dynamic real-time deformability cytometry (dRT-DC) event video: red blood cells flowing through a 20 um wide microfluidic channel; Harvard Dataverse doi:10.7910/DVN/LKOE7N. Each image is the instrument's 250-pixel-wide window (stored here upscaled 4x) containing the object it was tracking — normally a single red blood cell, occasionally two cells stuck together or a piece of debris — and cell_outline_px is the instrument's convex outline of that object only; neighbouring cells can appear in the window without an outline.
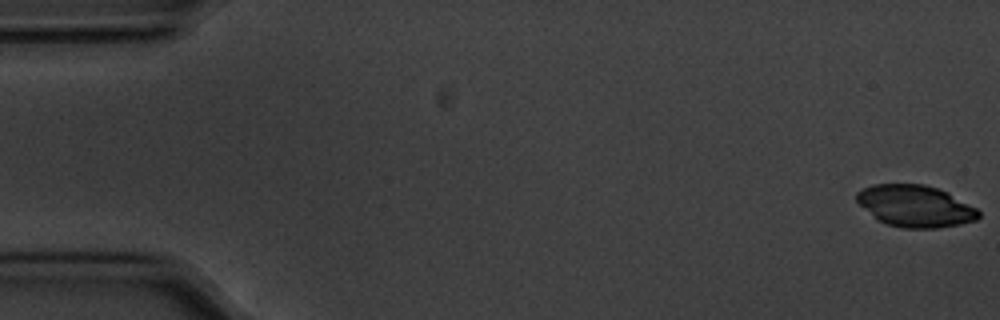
{"species": "common noctule bat (a hibernating species)", "species_latin": "Nyctalus noctula", "temperature_condition": "cold", "stored_images_in_passage": 56, "camera_frame_rate_fps": 3000, "um_per_image_px": 0.085, "animal": {"sex": "male", "body_mass_g": 20.1, "forearm_length_mm": 53.5}, "frame": {"image": 1, "passage_image": 1, "time_ms": 0.0, "image_size_px": [1000, 320], "cell_outline_px": [[980, 216], [976, 220], [960, 224], [936, 228], [900, 228], [876, 220], [856, 200], [856, 192], [872, 184], [924, 184], [948, 192], [976, 208], [980, 212]], "centroid_in_image_um": [77.79, 17.52], "position_along_channel_um": 7.2, "area_um2": 29.65}}